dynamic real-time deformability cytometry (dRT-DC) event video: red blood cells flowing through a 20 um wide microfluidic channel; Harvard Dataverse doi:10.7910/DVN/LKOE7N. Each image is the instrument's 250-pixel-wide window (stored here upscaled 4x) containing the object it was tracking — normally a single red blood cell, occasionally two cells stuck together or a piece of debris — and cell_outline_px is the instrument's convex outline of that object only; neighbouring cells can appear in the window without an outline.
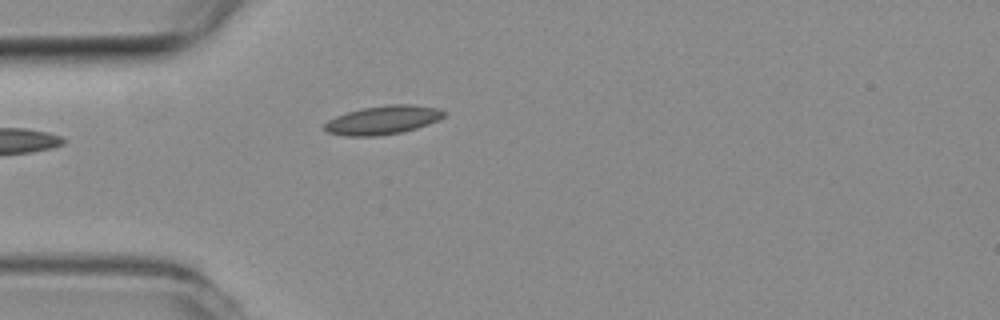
{"species": "common noctule bat (a hibernating species)", "species_latin": "Nyctalus noctula", "temperature_condition": "room temperature", "stored_images_in_passage": 11, "camera_frame_rate_fps": 3000, "um_per_image_px": 0.085, "animal": {"sex": "female", "body_mass_g": 19.3, "forearm_length_mm": 54.1}, "frame": {"image": 1, "passage_image": 1, "time_ms": 0.0, "image_size_px": [1000, 320], "cell_outline_px": [[448, 112], [444, 116], [428, 124], [416, 128], [400, 132], [376, 136], [344, 136], [324, 132], [324, 124], [328, 120], [336, 116], [360, 108], [388, 104], [412, 104], [440, 108]], "centroid_in_image_um": [32.53, 10.19], "position_along_channel_um": 52.5, "area_um2": 20.11}}